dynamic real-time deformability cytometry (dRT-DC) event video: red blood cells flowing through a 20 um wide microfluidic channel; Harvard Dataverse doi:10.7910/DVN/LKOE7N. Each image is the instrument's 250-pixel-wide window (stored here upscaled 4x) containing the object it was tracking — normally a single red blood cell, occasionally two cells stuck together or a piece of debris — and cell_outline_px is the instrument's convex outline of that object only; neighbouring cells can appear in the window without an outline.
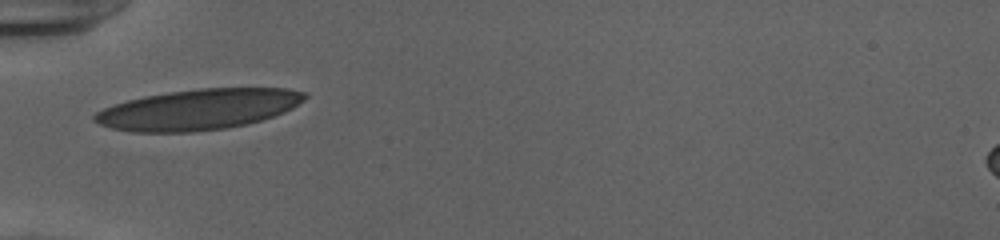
{"species": "human", "species_latin": "Homo sapiens", "temperature_condition": "cold", "stored_images_in_passage": 35, "camera_frame_rate_fps": 3000, "um_per_image_px": 0.085, "donor": {"sex": "female"}, "frame": {"image": 1, "passage_image": 1, "time_ms": 0.0, "image_size_px": [1000, 240], "cell_outline_px": [[308, 96], [304, 100], [292, 108], [284, 112], [260, 120], [244, 124], [224, 128], [192, 132], [132, 132], [112, 128], [100, 124], [92, 120], [92, 116], [96, 112], [104, 108], [128, 100], [144, 96], [168, 92], [200, 88], [288, 88], [308, 92]], "centroid_in_image_um": [16.87, 9.29], "position_along_channel_um": 68.1, "area_um2": 49.59}}
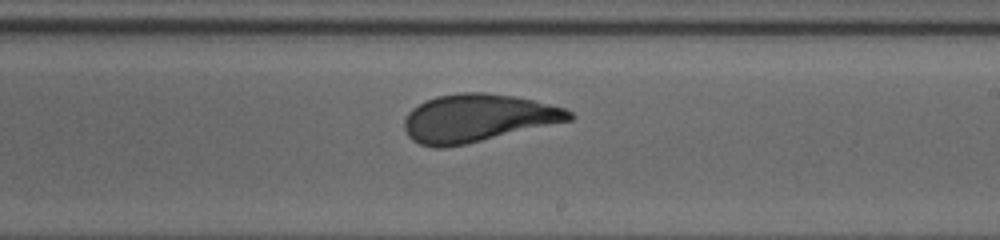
{"frame": {"image": 2, "passage_image": 15, "time_ms": 4.667, "image_size_px": [1000, 240], "cell_outline_px": [[576, 116], [572, 120], [464, 144], [444, 148], [436, 148], [420, 144], [412, 140], [408, 136], [404, 128], [404, 120], [408, 112], [412, 108], [436, 96], [460, 92], [484, 92], [512, 96], [532, 100], [564, 108], [572, 112]], "centroid_in_image_um": [40.57, 10.04], "position_along_channel_um": 248.4, "area_um2": 45.6}}
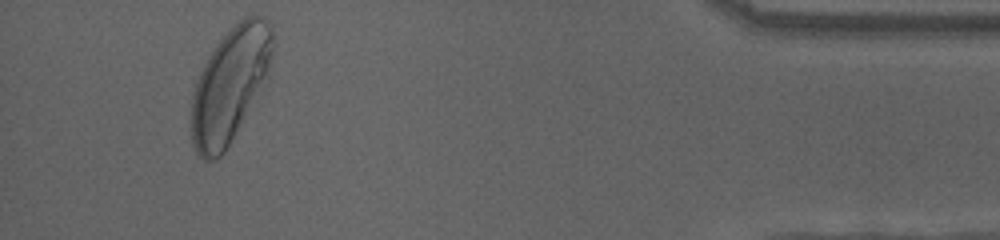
{"frame": {"image": 3, "passage_image": 32, "time_ms": 10.333, "image_size_px": [1000, 240], "cell_outline_px": [[272, 52], [268, 76], [224, 152], [216, 160], [204, 160], [196, 152], [192, 144], [192, 96], [200, 72], [208, 56], [220, 40], [244, 16], [260, 16], [268, 20], [272, 28]], "centroid_in_image_um": [19.55, 7.21], "position_along_channel_um": 415.7, "area_um2": 53.12}, "authors_computed_cell_mechanics": {"area_um2": 46.0666, "velocity_mm_per_s": 3.9116, "shape_relaxation_time_tau1_ms": 4.5808, "shape_relaxation_time_tau2_ms": null, "deformation_change_tau1": 0.183, "deformation_change_tau2": null}}